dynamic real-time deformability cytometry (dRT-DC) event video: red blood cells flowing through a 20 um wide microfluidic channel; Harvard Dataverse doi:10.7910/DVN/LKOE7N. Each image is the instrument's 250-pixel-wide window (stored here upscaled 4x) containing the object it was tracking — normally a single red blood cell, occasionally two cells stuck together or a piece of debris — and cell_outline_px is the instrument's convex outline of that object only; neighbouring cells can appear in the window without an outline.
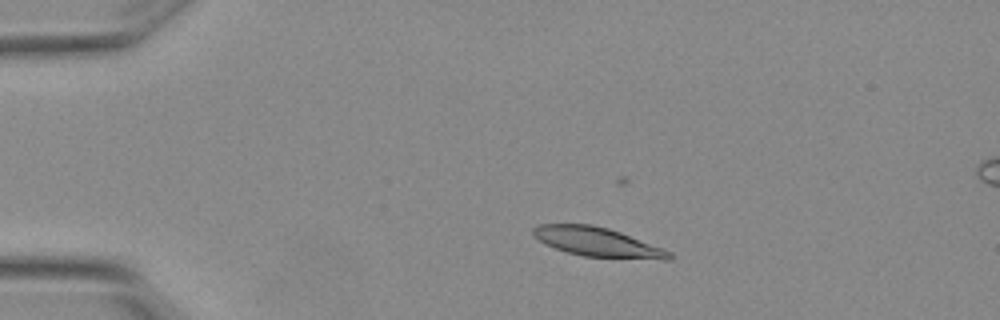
{"species": "Egyptian fruit bat (a non-hibernating species)", "species_latin": "Rousettus aegyptiacus", "temperature_condition": "warm", "stored_images_in_passage": 3, "camera_frame_rate_fps": 3000, "um_per_image_px": 0.085, "animal": {"sex": "female"}, "frame": {"image": 1, "passage_image": 1, "time_ms": 0.0, "image_size_px": [1000, 320], "cell_outline_px": [[676, 256], [668, 260], [664, 260], [584, 256], [568, 252], [556, 248], [540, 240], [532, 232], [532, 228], [540, 224], [592, 224], [608, 228], [620, 232], [672, 252]], "centroid_in_image_um": [50.84, 20.58], "position_along_channel_um": 34.2, "area_um2": 22.89}}